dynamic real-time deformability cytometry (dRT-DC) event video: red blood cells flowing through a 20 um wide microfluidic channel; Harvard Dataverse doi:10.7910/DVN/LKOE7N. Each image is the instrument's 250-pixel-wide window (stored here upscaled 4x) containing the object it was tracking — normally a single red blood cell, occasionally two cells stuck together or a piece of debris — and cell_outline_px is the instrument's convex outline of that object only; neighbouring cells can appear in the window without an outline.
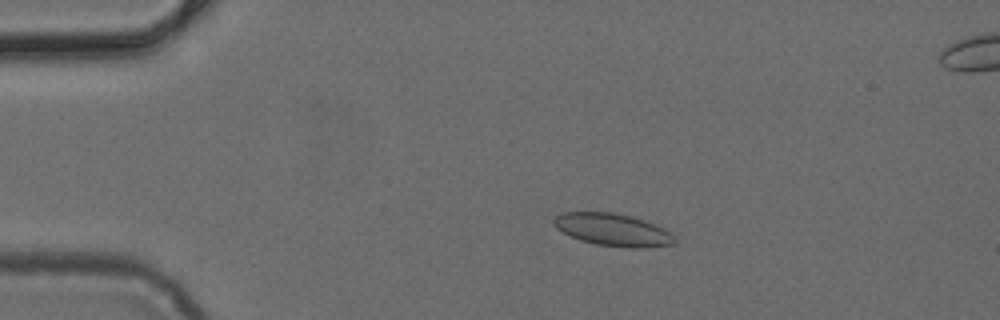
{"species": "common noctule bat (a hibernating species)", "species_latin": "Nyctalus noctula", "temperature_condition": "cold", "stored_images_in_passage": 52, "segment_of_instrument_passage": [1, 2], "camera_frame_rate_fps": 3000, "um_per_image_px": 0.085, "animal": {"sex": "female", "body_mass_g": 24.6, "forearm_length_mm": 56.2}, "frame": {"image": 1, "passage_image": 11, "time_ms": 3.333, "image_size_px": [1000, 320], "cell_outline_px": [[676, 244], [648, 248], [632, 248], [596, 244], [580, 240], [556, 228], [552, 224], [552, 220], [556, 216], [564, 212], [612, 212], [632, 216], [644, 220], [664, 228], [676, 240]], "centroid_in_image_um": [52.1, 19.53], "position_along_channel_um": 32.9, "area_um2": 22.83}}
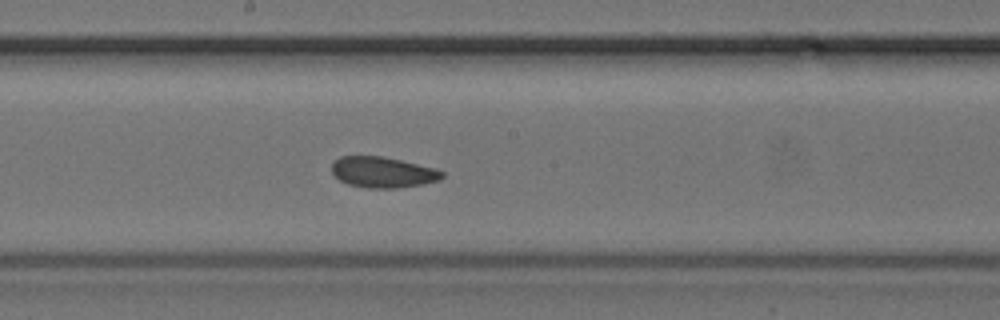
{"frame": {"image": 2, "passage_image": 28, "time_ms": 9.0, "image_size_px": [1000, 320], "cell_outline_px": [[444, 176], [440, 180], [424, 184], [396, 188], [368, 188], [348, 184], [340, 180], [332, 172], [332, 164], [340, 156], [384, 156], [436, 168], [444, 172]], "centroid_in_image_um": [32.57, 14.64], "position_along_channel_um": 215.6, "area_um2": 19.88}}
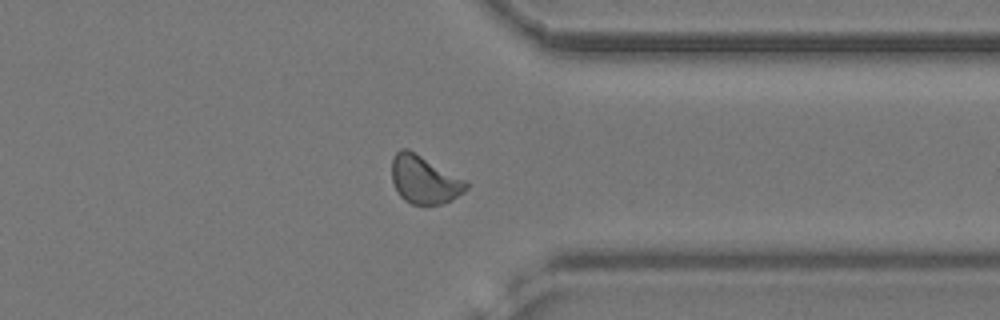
{"frame": {"image": 3, "passage_image": 40, "time_ms": 13.0, "image_size_px": [1000, 320], "cell_outline_px": [[468, 188], [464, 192], [444, 204], [424, 208], [412, 204], [404, 200], [400, 196], [392, 180], [392, 156], [400, 148], [408, 148], [468, 180]], "centroid_in_image_um": [36.09, 15.3], "position_along_channel_um": 375.3, "area_um2": 21.56}}